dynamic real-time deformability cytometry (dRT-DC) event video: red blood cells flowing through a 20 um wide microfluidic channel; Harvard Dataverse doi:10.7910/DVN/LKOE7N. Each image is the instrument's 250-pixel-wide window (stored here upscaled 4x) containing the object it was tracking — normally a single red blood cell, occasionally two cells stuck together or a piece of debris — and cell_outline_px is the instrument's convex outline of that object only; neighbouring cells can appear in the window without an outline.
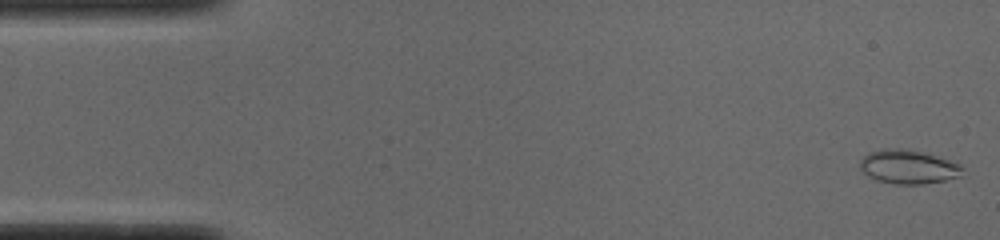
{"species": "common noctule bat (a hibernating species)", "species_latin": "Nyctalus noctula", "temperature_condition": "cold", "stored_images_in_passage": 51, "camera_frame_rate_fps": 3000, "um_per_image_px": 0.085, "animal": {"sex": "male", "body_mass_g": 19.0, "forearm_length_mm": 50.8}, "frame": {"image": 1, "passage_image": 1, "time_ms": 0.0, "image_size_px": [1000, 240], "cell_outline_px": [[964, 168], [960, 176], [944, 180], [924, 184], [896, 184], [876, 180], [868, 176], [860, 168], [860, 160], [868, 152], [884, 148], [908, 148], [948, 160], [960, 164]], "centroid_in_image_um": [77.17, 14.17], "position_along_channel_um": 7.8, "area_um2": 20.23}}
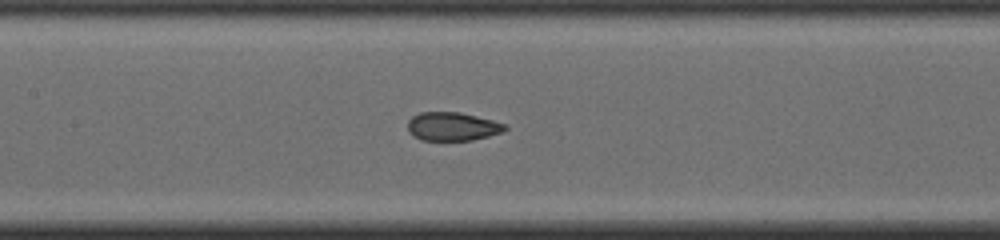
{"frame": {"image": 2, "passage_image": 23, "time_ms": 7.333, "image_size_px": [1000, 240], "cell_outline_px": [[508, 128], [504, 132], [472, 140], [420, 140], [412, 136], [408, 132], [408, 120], [412, 116], [420, 112], [460, 112], [508, 124]], "centroid_in_image_um": [38.46, 10.75], "position_along_channel_um": 168.9, "area_um2": 16.36}}
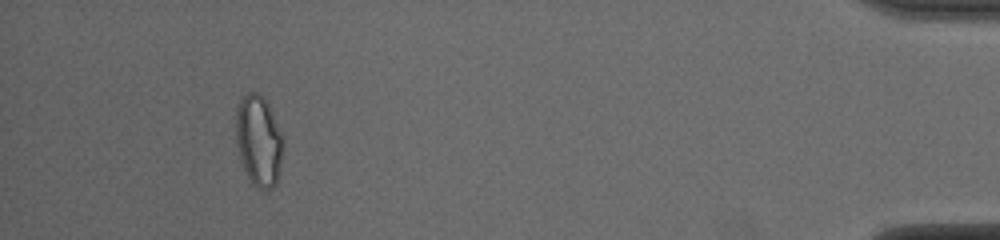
{"frame": {"image": 3, "passage_image": 47, "time_ms": 15.333, "image_size_px": [1000, 240], "cell_outline_px": [[284, 136], [276, 184], [268, 192], [264, 192], [256, 188], [252, 184], [244, 168], [240, 156], [236, 140], [236, 108], [240, 100], [248, 92], [256, 92], [264, 96]], "centroid_in_image_um": [21.99, 11.96], "position_along_channel_um": 413.2, "area_um2": 25.09}, "authors_computed_cell_mechanics": {"area_um2": 17.9758, "velocity_mm_per_s": 3.9029, "shape_relaxation_time_tau1_ms": null, "shape_relaxation_time_tau2_ms": 0.6964, "deformation_change_tau1": null, "deformation_change_tau2": 0.0553}}